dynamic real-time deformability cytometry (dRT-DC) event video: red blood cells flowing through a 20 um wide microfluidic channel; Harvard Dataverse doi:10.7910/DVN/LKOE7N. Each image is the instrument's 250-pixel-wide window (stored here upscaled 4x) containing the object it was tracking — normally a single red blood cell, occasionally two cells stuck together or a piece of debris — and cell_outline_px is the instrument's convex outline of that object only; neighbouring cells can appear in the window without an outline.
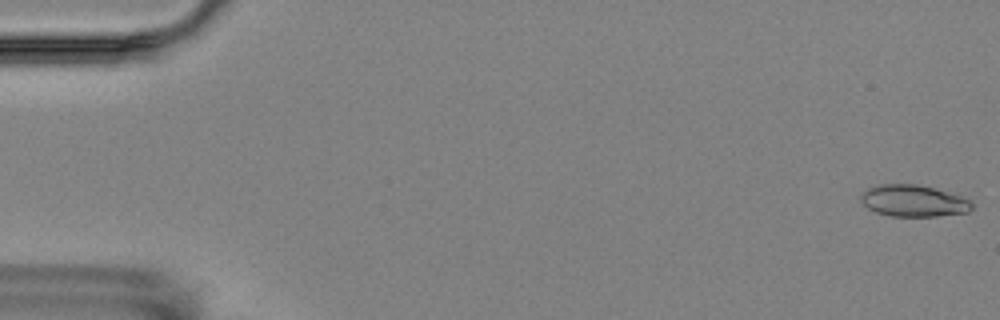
{"species": "Egyptian fruit bat (a non-hibernating species)", "species_latin": "Rousettus aegyptiacus", "temperature_condition": "room temperature", "stored_images_in_passage": 5, "camera_frame_rate_fps": 3000, "um_per_image_px": 0.085, "animal": {"sex": "female"}, "frame": {"image": 1, "passage_image": 1, "time_ms": 0.0, "image_size_px": [1000, 320], "cell_outline_px": [[972, 208], [968, 212], [936, 216], [892, 216], [876, 212], [868, 208], [860, 200], [860, 196], [868, 188], [880, 184], [916, 184], [932, 188], [960, 196], [972, 200]], "centroid_in_image_um": [77.64, 17.07], "position_along_channel_um": 7.4, "area_um2": 20.29}}
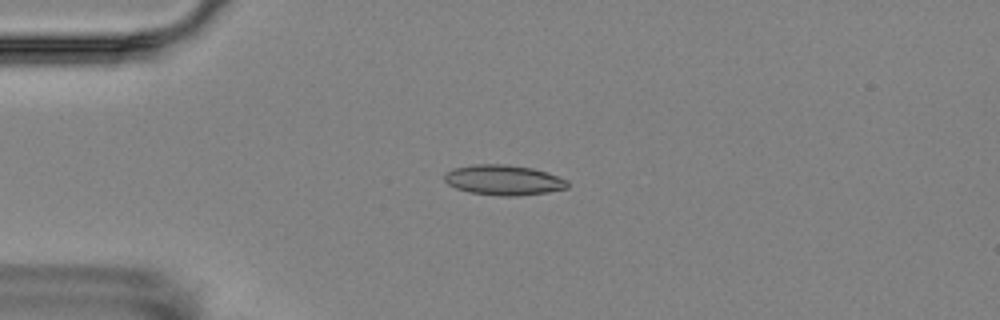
{"frame": {"image": 2, "passage_image": 5, "time_ms": 4.333, "image_size_px": [1000, 320], "cell_outline_px": [[568, 188], [548, 192], [516, 196], [500, 196], [472, 192], [456, 188], [448, 184], [444, 180], [444, 176], [452, 168], [472, 164], [504, 164], [532, 168], [568, 180]], "centroid_in_image_um": [42.79, 15.3], "position_along_channel_um": 42.2, "area_um2": 21.5}}